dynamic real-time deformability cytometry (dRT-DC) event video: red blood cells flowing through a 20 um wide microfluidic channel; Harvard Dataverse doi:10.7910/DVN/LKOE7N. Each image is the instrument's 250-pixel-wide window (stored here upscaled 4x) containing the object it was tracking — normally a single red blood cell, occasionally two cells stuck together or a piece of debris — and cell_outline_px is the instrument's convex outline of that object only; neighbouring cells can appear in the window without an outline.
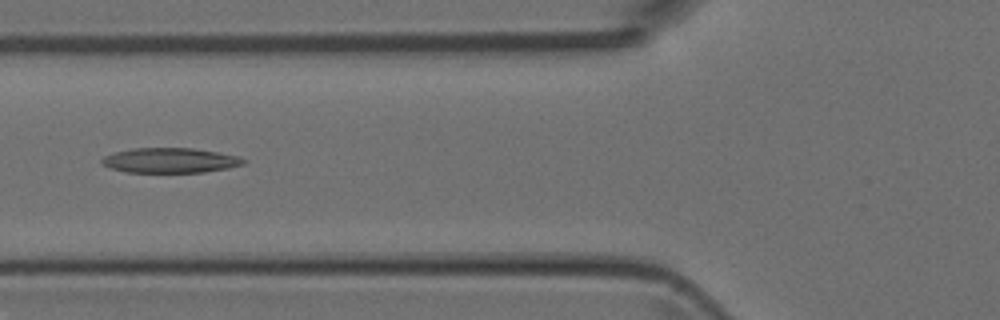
{"species": "Egyptian fruit bat (a non-hibernating species)", "species_latin": "Rousettus aegyptiacus", "temperature_condition": "room temperature", "stored_images_in_passage": 3, "camera_frame_rate_fps": 3000, "um_per_image_px": 0.085, "animal": {"sex": "female"}, "frame": {"image": 1, "passage_image": 2, "time_ms": 1.333, "image_size_px": [1000, 320], "cell_outline_px": [[248, 160], [244, 164], [228, 168], [204, 172], [128, 172], [112, 168], [104, 164], [100, 160], [104, 156], [116, 152], [136, 148], [192, 148], [240, 156]], "centroid_in_image_um": [14.52, 13.63], "position_along_channel_um": 111.3, "area_um2": 20.4}}
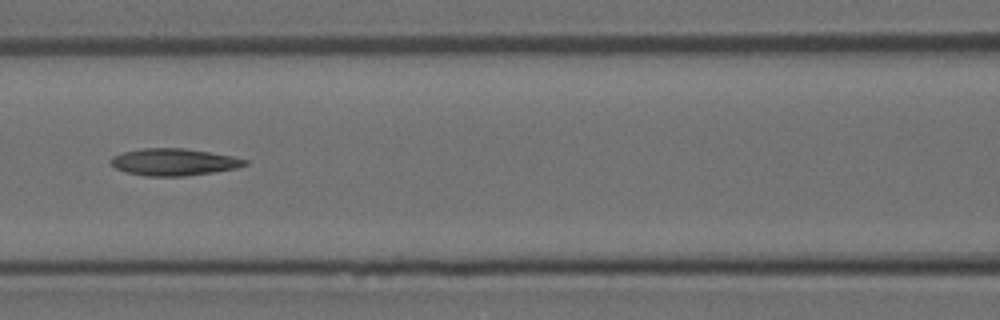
{"frame": {"image": 2, "passage_image": 3, "time_ms": 2.333, "image_size_px": [1000, 320], "cell_outline_px": [[248, 164], [236, 168], [212, 172], [184, 176], [144, 176], [124, 172], [116, 168], [112, 164], [112, 156], [124, 152], [144, 148], [184, 148], [232, 156], [248, 160]], "centroid_in_image_um": [14.78, 13.77], "position_along_channel_um": 151.8, "area_um2": 20.92}}